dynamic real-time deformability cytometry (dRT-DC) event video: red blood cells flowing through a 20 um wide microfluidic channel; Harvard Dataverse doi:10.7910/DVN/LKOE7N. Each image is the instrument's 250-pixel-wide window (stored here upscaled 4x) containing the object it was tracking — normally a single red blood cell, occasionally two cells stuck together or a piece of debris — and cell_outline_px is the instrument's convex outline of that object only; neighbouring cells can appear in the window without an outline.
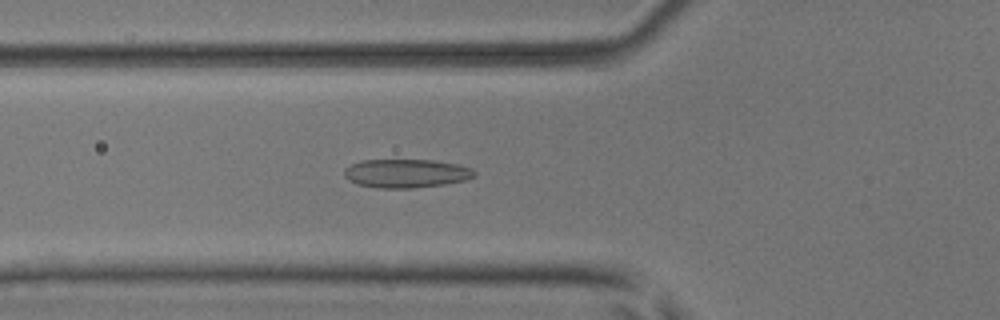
{"species": "common noctule bat (a hibernating species)", "species_latin": "Nyctalus noctula", "temperature_condition": "room temperature", "stored_images_in_passage": 43, "camera_frame_rate_fps": 3000, "um_per_image_px": 0.085, "animal": {"sex": "male", "body_mass_g": 17.9, "forearm_length_mm": 54.2}, "frame": {"image": 1, "passage_image": 11, "time_ms": 3.333, "image_size_px": [1000, 320], "cell_outline_px": [[476, 176], [464, 180], [444, 184], [412, 188], [376, 188], [356, 184], [348, 180], [344, 176], [344, 168], [360, 160], [432, 160], [460, 164], [472, 168], [476, 172]], "centroid_in_image_um": [34.52, 14.73], "position_along_channel_um": 91.3, "area_um2": 21.91}}
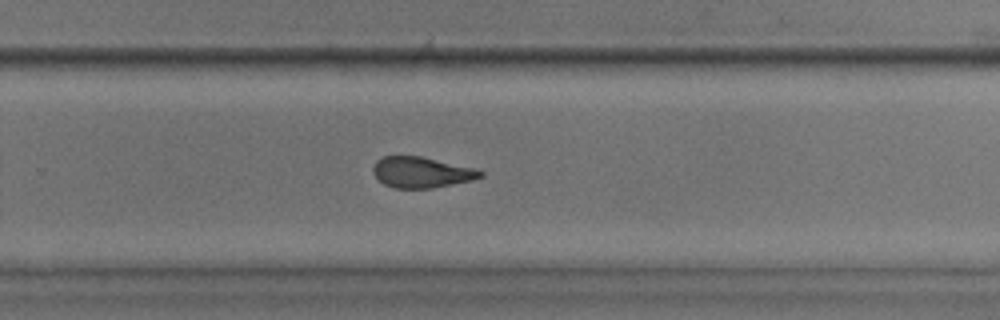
{"frame": {"image": 2, "passage_image": 26, "time_ms": 8.333, "image_size_px": [1000, 320], "cell_outline_px": [[484, 176], [472, 180], [432, 188], [396, 188], [384, 184], [372, 172], [372, 168], [376, 160], [384, 156], [420, 156], [476, 168], [484, 172]], "centroid_in_image_um": [35.84, 14.64], "position_along_channel_um": 294.0, "area_um2": 19.25}}
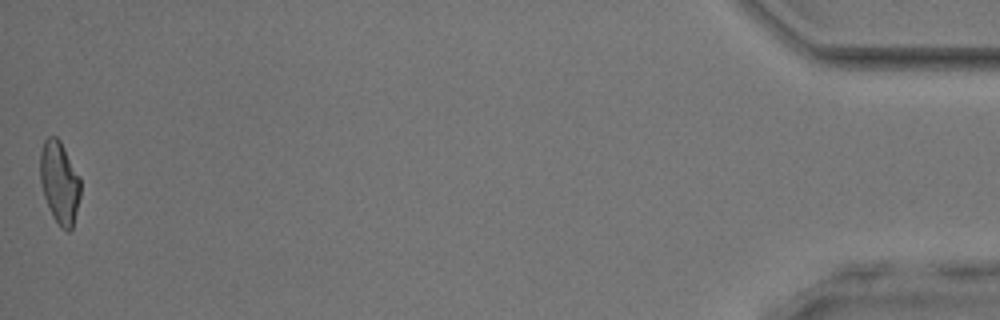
{"frame": {"image": 3, "passage_image": 43, "time_ms": 14.0, "image_size_px": [1000, 320], "cell_outline_px": [[80, 196], [72, 228], [68, 232], [60, 228], [52, 216], [44, 196], [40, 180], [40, 152], [44, 140], [48, 136], [56, 136], [60, 140], [80, 176]], "centroid_in_image_um": [5.06, 15.5], "position_along_channel_um": 430.1, "area_um2": 19.48}, "authors_computed_cell_mechanics": {"area_um2": 20.1144, "velocity_mm_per_s": 4.0602, "shape_relaxation_time_tau1_ms": 8.3388, "shape_relaxation_time_tau2_ms": 2.1642, "deformation_change_tau1": 0.1869, "deformation_change_tau2": 0.0895}}